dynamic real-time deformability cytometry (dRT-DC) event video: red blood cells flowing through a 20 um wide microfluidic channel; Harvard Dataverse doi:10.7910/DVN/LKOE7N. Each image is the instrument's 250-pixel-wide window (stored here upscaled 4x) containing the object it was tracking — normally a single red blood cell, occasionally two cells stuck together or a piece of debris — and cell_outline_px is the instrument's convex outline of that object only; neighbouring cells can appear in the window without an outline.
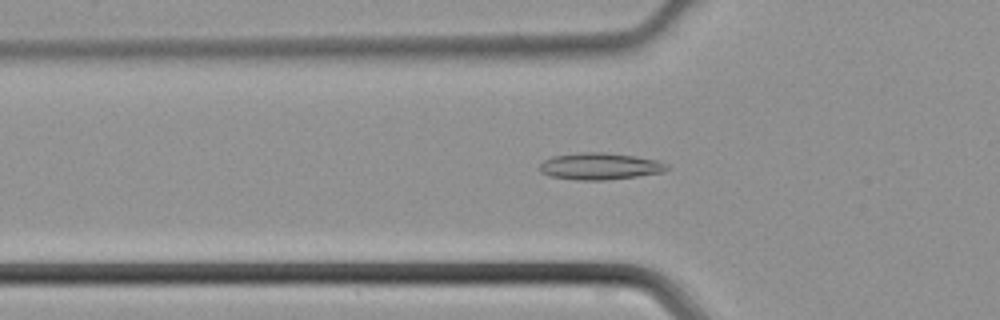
{"species": "common noctule bat (a hibernating species)", "species_latin": "Nyctalus noctula", "temperature_condition": "cold", "stored_images_in_passage": 44, "camera_frame_rate_fps": 3000, "um_per_image_px": 0.085, "animal": {"sex": "male", "body_mass_g": 21.5, "forearm_length_mm": 52.0}, "frame": {"image": 1, "passage_image": 14, "time_ms": 4.333, "image_size_px": [1000, 320], "cell_outline_px": [[672, 168], [664, 172], [636, 176], [604, 180], [576, 180], [548, 176], [540, 172], [540, 164], [544, 160], [552, 156], [580, 152], [604, 152], [636, 156], [656, 160], [668, 164]], "centroid_in_image_um": [51.0, 14.13], "position_along_channel_um": 74.8, "area_um2": 20.06}}
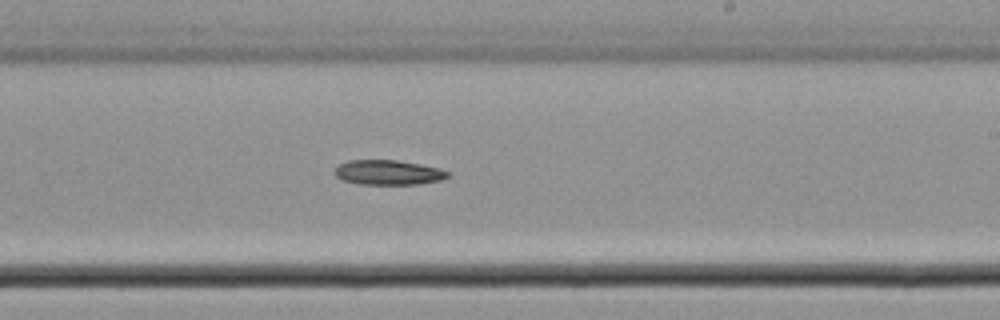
{"frame": {"image": 2, "passage_image": 26, "time_ms": 8.333, "image_size_px": [1000, 320], "cell_outline_px": [[452, 176], [440, 180], [420, 184], [360, 184], [344, 180], [336, 176], [336, 168], [340, 164], [348, 160], [396, 160], [420, 164], [440, 168], [452, 172]], "centroid_in_image_um": [33.09, 14.66], "position_along_channel_um": 255.9, "area_um2": 16.36}}
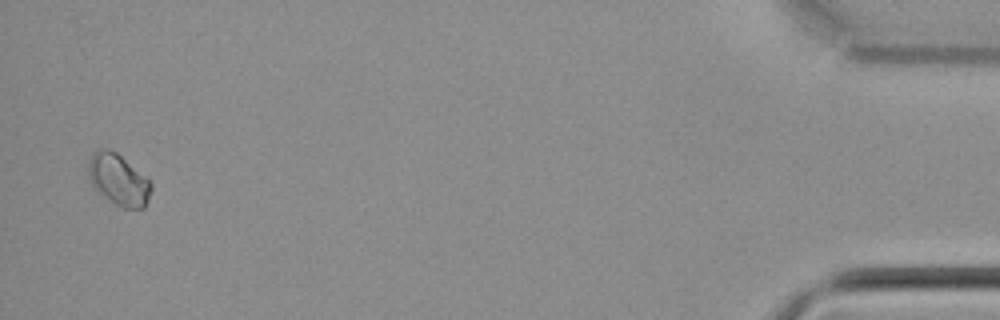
{"frame": {"image": 3, "passage_image": 43, "time_ms": 14.0, "image_size_px": [1000, 320], "cell_outline_px": [[152, 188], [144, 208], [124, 208], [116, 204], [96, 188], [92, 184], [88, 176], [88, 160], [100, 148], [108, 148], [116, 152], [148, 180], [152, 184]], "centroid_in_image_um": [10.06, 15.26], "position_along_channel_um": 425.1, "area_um2": 18.09}}